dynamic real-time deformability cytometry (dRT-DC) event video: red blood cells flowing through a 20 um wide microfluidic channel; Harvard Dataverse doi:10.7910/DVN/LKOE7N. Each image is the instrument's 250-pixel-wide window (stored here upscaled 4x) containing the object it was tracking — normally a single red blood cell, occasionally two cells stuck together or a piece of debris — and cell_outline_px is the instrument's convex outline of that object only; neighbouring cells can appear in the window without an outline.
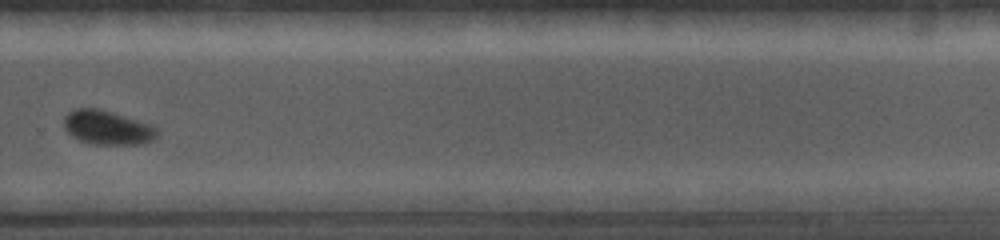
{"species": "common noctule bat (a hibernating species)", "species_latin": "Nyctalus noctula", "temperature_condition": "cold", "stored_images_in_passage": 19, "camera_frame_rate_fps": 5000, "um_per_image_px": 0.085, "animal": {"sex": "female", "body_mass_g": 19.0, "forearm_length_mm": 56.7}, "frame": {"image": 1, "passage_image": 14, "time_ms": 9.2, "image_size_px": [1000, 240], "cell_outline_px": [[160, 132], [152, 140], [144, 144], [92, 144], [80, 140], [72, 136], [64, 128], [64, 116], [68, 112], [76, 108], [100, 108], [152, 124]], "centroid_in_image_um": [9.14, 10.83], "position_along_channel_um": 320.7, "area_um2": 18.73}}
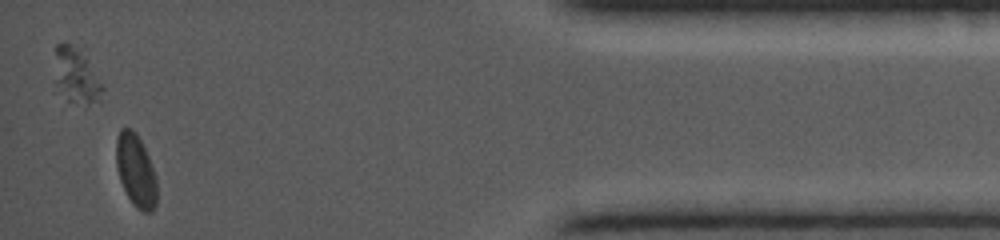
{"frame": {"image": 2, "passage_image": 19, "time_ms": 12.6, "image_size_px": [1000, 240], "cell_outline_px": [[156, 204], [152, 212], [144, 212], [136, 208], [132, 204], [120, 180], [116, 168], [116, 140], [120, 128], [132, 128], [136, 132], [148, 156], [156, 176]], "centroid_in_image_um": [11.53, 14.49], "position_along_channel_um": 423.7, "area_um2": 17.22}}